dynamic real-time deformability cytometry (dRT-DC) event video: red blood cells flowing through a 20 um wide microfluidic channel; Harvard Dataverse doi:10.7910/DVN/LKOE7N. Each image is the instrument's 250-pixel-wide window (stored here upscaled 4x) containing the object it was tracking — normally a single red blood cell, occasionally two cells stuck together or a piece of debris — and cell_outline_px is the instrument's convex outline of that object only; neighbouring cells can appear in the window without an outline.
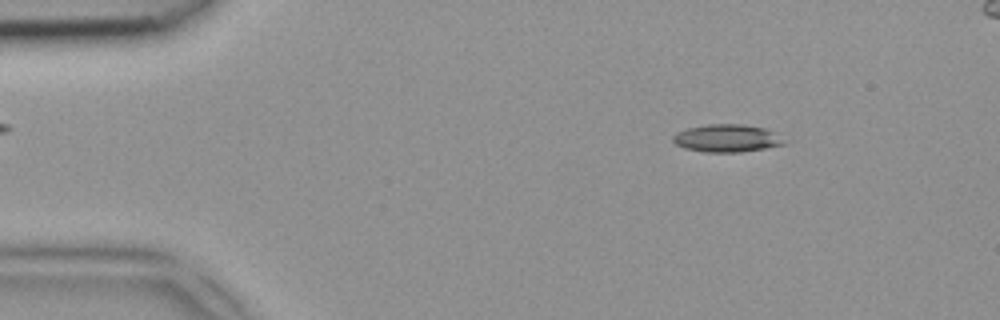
{"species": "common noctule bat (a hibernating species)", "species_latin": "Nyctalus noctula", "temperature_condition": "room temperature", "stored_images_in_passage": 45, "camera_frame_rate_fps": 3000, "um_per_image_px": 0.085, "animal": {"sex": "female", "body_mass_g": 18.4}, "frame": {"image": 1, "passage_image": 6, "time_ms": 1.667, "image_size_px": [1000, 320], "cell_outline_px": [[784, 144], [764, 148], [740, 152], [704, 152], [684, 148], [676, 144], [672, 140], [672, 136], [676, 132], [688, 128], [708, 124], [744, 124], [764, 128], [772, 132]], "centroid_in_image_um": [61.68, 11.75], "position_along_channel_um": 23.3, "area_um2": 17.57}}
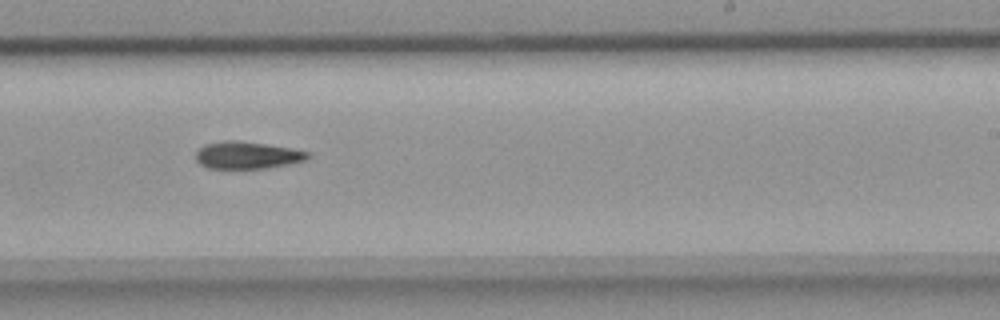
{"frame": {"image": 2, "passage_image": 28, "time_ms": 9.0, "image_size_px": [1000, 320], "cell_outline_px": [[312, 156], [308, 160], [292, 164], [268, 168], [208, 168], [200, 164], [196, 160], [196, 152], [204, 144], [224, 140], [236, 140], [292, 148], [312, 152]], "centroid_in_image_um": [21.08, 13.19], "position_along_channel_um": 267.9, "area_um2": 18.03}}
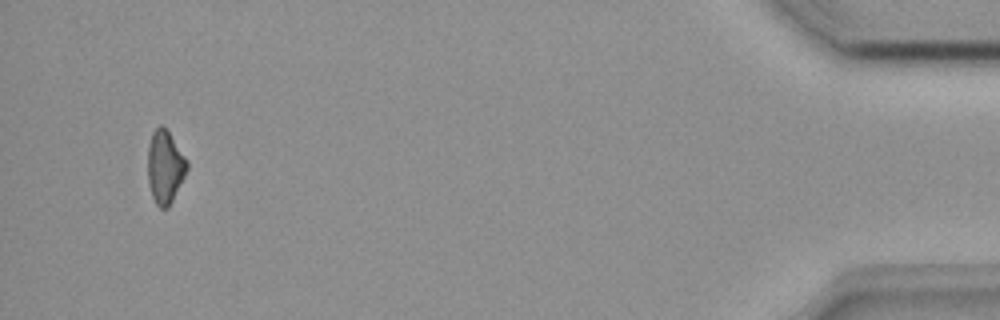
{"frame": {"image": 3, "passage_image": 44, "time_ms": 14.333, "image_size_px": [1000, 320], "cell_outline_px": [[188, 168], [168, 208], [160, 208], [156, 204], [152, 196], [148, 180], [148, 144], [152, 132], [160, 124], [168, 132], [188, 160]], "centroid_in_image_um": [14.01, 14.18], "position_along_channel_um": 421.2, "area_um2": 16.47}}